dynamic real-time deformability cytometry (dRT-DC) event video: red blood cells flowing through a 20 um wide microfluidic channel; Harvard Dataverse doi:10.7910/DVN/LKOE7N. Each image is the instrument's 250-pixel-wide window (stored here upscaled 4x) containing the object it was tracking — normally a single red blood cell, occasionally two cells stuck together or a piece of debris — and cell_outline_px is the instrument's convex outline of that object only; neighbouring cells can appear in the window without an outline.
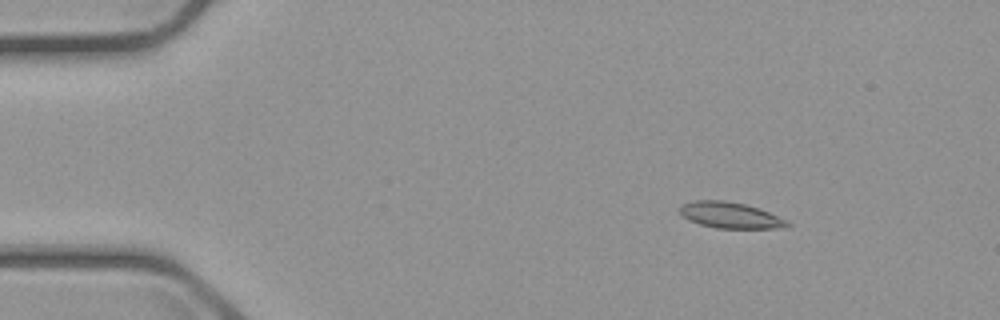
{"species": "common noctule bat (a hibernating species)", "species_latin": "Nyctalus noctula", "temperature_condition": "cold", "stored_images_in_passage": 8, "camera_frame_rate_fps": 3000, "um_per_image_px": 0.085, "animal": {"sex": "male", "body_mass_g": 23.1, "forearm_length_mm": 52.7}, "frame": {"image": 1, "passage_image": 1, "time_ms": 0.0, "image_size_px": [1000, 320], "cell_outline_px": [[792, 224], [784, 228], [716, 228], [700, 224], [688, 220], [680, 212], [680, 204], [692, 200], [724, 200], [744, 204], [760, 208], [788, 220]], "centroid_in_image_um": [62.09, 18.29], "position_along_channel_um": 22.9, "area_um2": 16.47}}
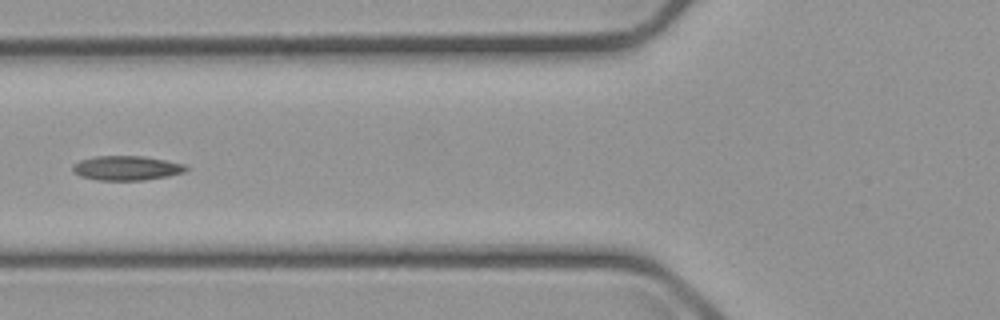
{"frame": {"image": 2, "passage_image": 5, "time_ms": 4.667, "image_size_px": [1000, 320], "cell_outline_px": [[188, 168], [184, 172], [168, 176], [144, 180], [96, 180], [80, 176], [72, 172], [72, 168], [80, 160], [96, 156], [144, 156], [184, 164]], "centroid_in_image_um": [10.75, 14.29], "position_along_channel_um": 115.1, "area_um2": 16.07}}
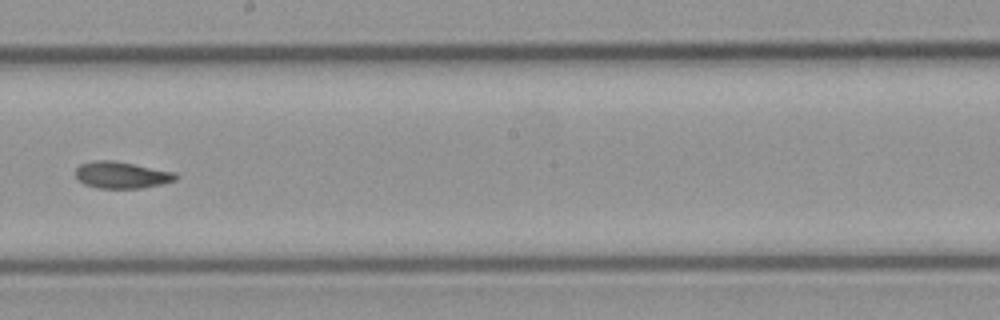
{"frame": {"image": 3, "passage_image": 8, "time_ms": 8.0, "image_size_px": [1000, 320], "cell_outline_px": [[180, 176], [176, 180], [160, 184], [140, 188], [96, 188], [84, 184], [76, 176], [76, 168], [80, 164], [92, 160], [112, 160], [176, 172]], "centroid_in_image_um": [10.34, 14.87], "position_along_channel_um": 237.9, "area_um2": 15.61}}